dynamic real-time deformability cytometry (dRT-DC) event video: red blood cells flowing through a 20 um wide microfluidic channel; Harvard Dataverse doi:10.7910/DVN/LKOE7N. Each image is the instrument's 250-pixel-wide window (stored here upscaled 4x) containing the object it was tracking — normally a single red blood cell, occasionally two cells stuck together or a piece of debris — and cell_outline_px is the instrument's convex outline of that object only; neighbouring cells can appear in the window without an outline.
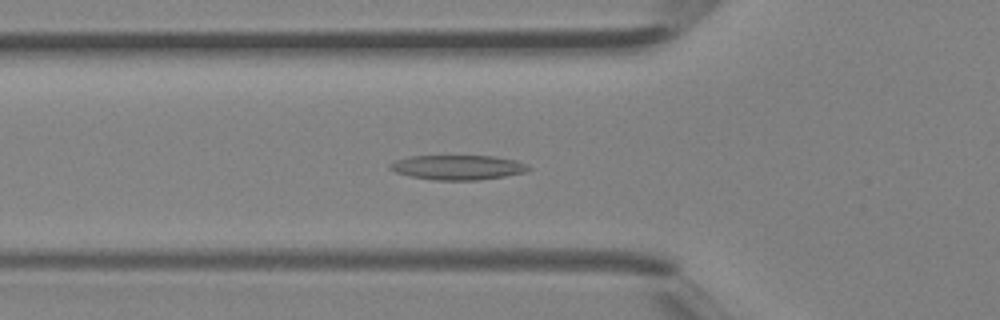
{"species": "Egyptian fruit bat (a non-hibernating species)", "species_latin": "Rousettus aegyptiacus", "temperature_condition": "room temperature", "stored_images_in_passage": 37, "camera_frame_rate_fps": 3000, "um_per_image_px": 0.085, "animal": {"sex": "female"}, "frame": {"image": 1, "passage_image": 10, "time_ms": 3.0, "image_size_px": [1000, 320], "cell_outline_px": [[532, 168], [524, 172], [504, 176], [476, 180], [436, 180], [412, 176], [396, 172], [388, 168], [388, 164], [396, 160], [408, 156], [492, 156], [516, 160]], "centroid_in_image_um": [38.88, 14.22], "position_along_channel_um": 86.9, "area_um2": 19.71}}
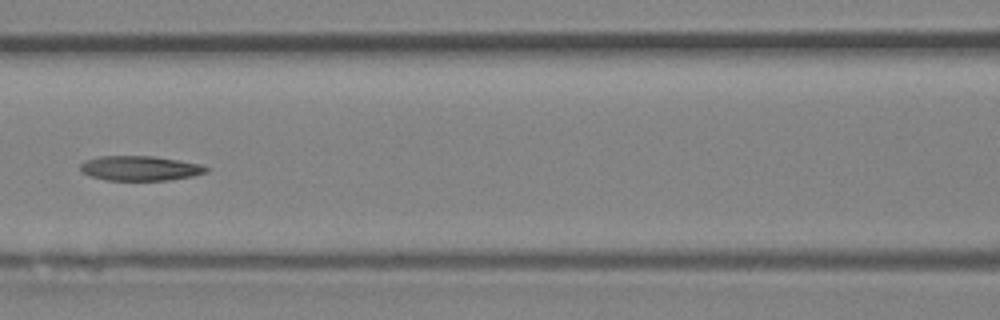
{"frame": {"image": 2, "passage_image": 14, "time_ms": 4.333, "image_size_px": [1000, 320], "cell_outline_px": [[208, 172], [192, 176], [168, 180], [104, 180], [88, 176], [80, 172], [80, 164], [84, 160], [96, 156], [156, 156], [180, 160], [200, 164], [208, 168]], "centroid_in_image_um": [11.85, 14.3], "position_along_channel_um": 154.8, "area_um2": 18.44}}
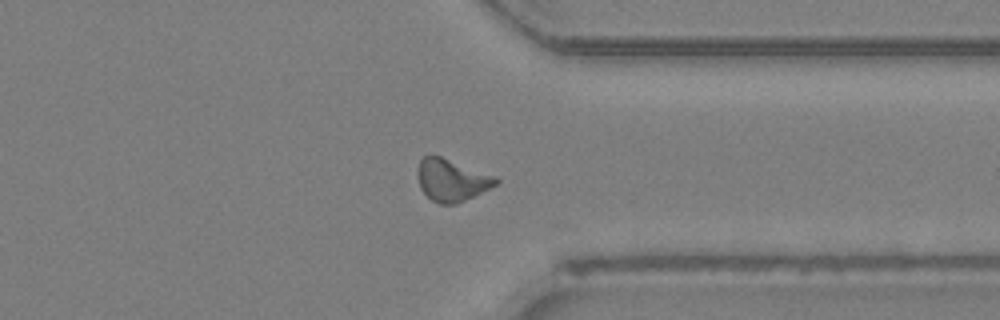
{"frame": {"image": 3, "passage_image": 27, "time_ms": 8.667, "image_size_px": [1000, 320], "cell_outline_px": [[500, 180], [496, 184], [456, 204], [440, 204], [432, 200], [420, 188], [416, 172], [420, 160], [424, 156], [432, 152], [496, 176]], "centroid_in_image_um": [38.34, 15.26], "position_along_channel_um": 373.1, "area_um2": 19.36}}